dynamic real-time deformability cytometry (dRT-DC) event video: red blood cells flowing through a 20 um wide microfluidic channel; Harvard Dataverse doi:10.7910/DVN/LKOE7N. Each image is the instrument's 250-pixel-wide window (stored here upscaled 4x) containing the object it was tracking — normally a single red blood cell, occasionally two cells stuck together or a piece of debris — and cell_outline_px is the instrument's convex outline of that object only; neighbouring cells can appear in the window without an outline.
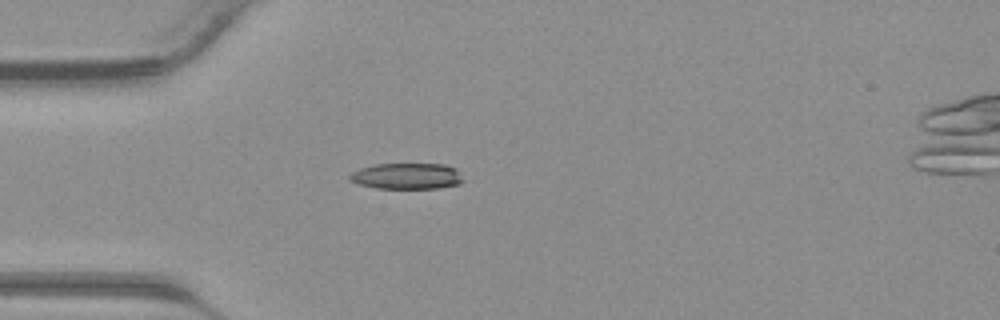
{"species": "common noctule bat (a hibernating species)", "species_latin": "Nyctalus noctula", "temperature_condition": "warm", "stored_images_in_passage": 28, "camera_frame_rate_fps": 3000, "um_per_image_px": 0.085, "animal": {"sex": "male", "body_mass_g": 23.1, "forearm_length_mm": 52.7}, "frame": {"image": 1, "passage_image": 1, "time_ms": 0.0, "image_size_px": [1000, 320], "cell_outline_px": [[464, 180], [460, 184], [440, 188], [376, 188], [360, 184], [348, 180], [348, 176], [352, 172], [360, 168], [372, 164], [444, 164], [456, 168]], "centroid_in_image_um": [34.58, 14.96], "position_along_channel_um": 50.4, "area_um2": 17.34}}
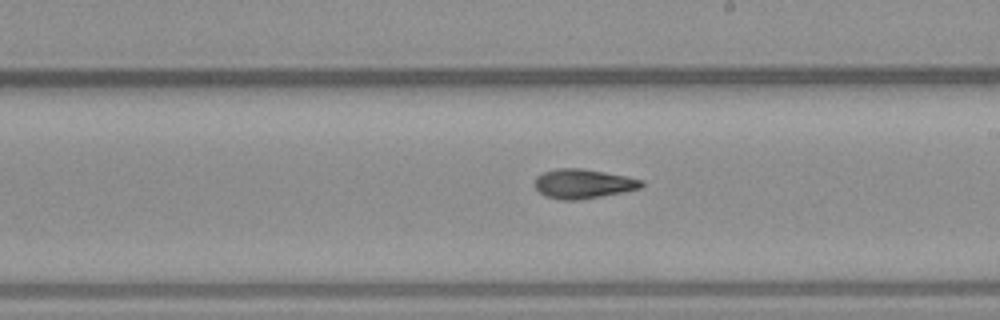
{"frame": {"image": 2, "passage_image": 13, "time_ms": 4.0, "image_size_px": [1000, 320], "cell_outline_px": [[644, 184], [640, 188], [624, 192], [576, 200], [560, 200], [544, 196], [532, 184], [536, 176], [544, 172], [556, 168], [580, 168], [604, 172], [644, 180]], "centroid_in_image_um": [49.52, 15.62], "position_along_channel_um": 239.5, "area_um2": 18.32}}
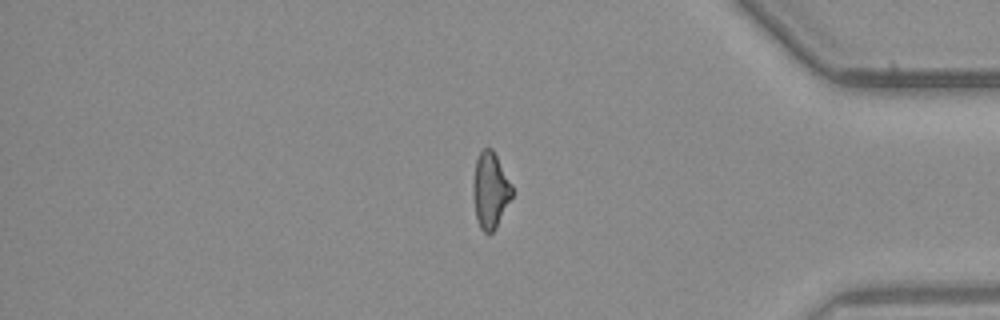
{"frame": {"image": 3, "passage_image": 24, "time_ms": 7.667, "image_size_px": [1000, 320], "cell_outline_px": [[512, 196], [496, 228], [492, 232], [484, 232], [480, 228], [476, 220], [472, 192], [472, 184], [476, 160], [480, 152], [484, 148], [492, 148], [512, 184]], "centroid_in_image_um": [41.66, 16.18], "position_along_channel_um": 393.5, "area_um2": 17.28}}